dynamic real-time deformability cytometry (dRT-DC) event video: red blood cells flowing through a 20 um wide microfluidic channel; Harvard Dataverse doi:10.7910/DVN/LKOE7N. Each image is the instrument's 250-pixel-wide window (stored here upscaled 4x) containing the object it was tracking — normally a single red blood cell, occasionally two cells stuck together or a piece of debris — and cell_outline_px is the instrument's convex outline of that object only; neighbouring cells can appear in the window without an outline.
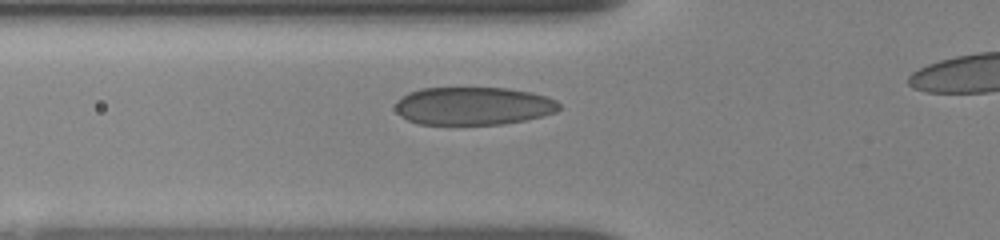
{"species": "human", "species_latin": "Homo sapiens", "temperature_condition": "room temperature", "stored_images_in_passage": 30, "camera_frame_rate_fps": 3000, "um_per_image_px": 0.085, "donor": {"sex": "female"}, "frame": {"image": 1, "passage_image": 3, "time_ms": 0.333, "image_size_px": [1000, 240], "cell_outline_px": [[560, 108], [556, 112], [544, 116], [504, 124], [416, 124], [400, 116], [396, 112], [396, 100], [408, 92], [420, 88], [508, 88], [528, 92], [544, 96], [556, 100], [560, 104]], "centroid_in_image_um": [40.2, 9.01], "position_along_channel_um": 85.6, "area_um2": 36.36}}
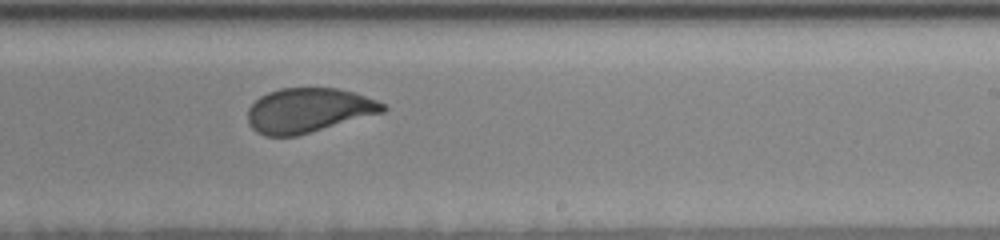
{"frame": {"image": 2, "passage_image": 20, "time_ms": 5.0, "image_size_px": [1000, 240], "cell_outline_px": [[388, 108], [384, 112], [296, 136], [264, 136], [256, 132], [248, 124], [248, 108], [260, 96], [268, 92], [280, 88], [336, 88], [352, 92], [376, 100], [384, 104]], "centroid_in_image_um": [26.19, 9.38], "position_along_channel_um": 262.8, "area_um2": 34.91}}
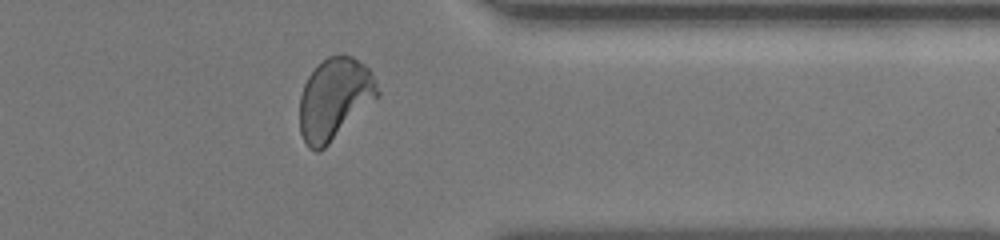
{"frame": {"image": 3, "passage_image": 29, "time_ms": 8.333, "image_size_px": [1000, 240], "cell_outline_px": [[380, 96], [320, 152], [316, 152], [308, 148], [300, 132], [300, 96], [304, 84], [308, 76], [328, 56], [340, 52], [352, 56], [364, 64], [372, 72], [376, 80], [380, 92]], "centroid_in_image_um": [28.45, 8.39], "position_along_channel_um": 382.9, "area_um2": 37.28}}